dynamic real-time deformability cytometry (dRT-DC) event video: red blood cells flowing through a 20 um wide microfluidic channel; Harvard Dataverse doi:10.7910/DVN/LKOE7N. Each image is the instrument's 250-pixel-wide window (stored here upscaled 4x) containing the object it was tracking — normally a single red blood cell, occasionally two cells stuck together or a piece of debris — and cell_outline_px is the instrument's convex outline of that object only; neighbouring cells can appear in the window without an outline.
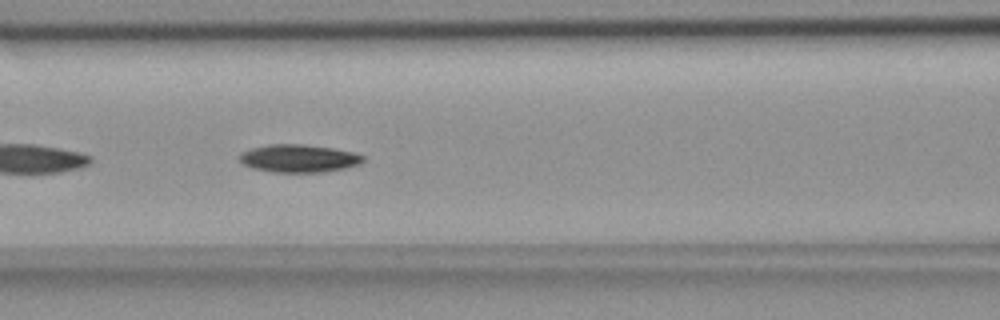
{"species": "common noctule bat (a hibernating species)", "species_latin": "Nyctalus noctula", "temperature_condition": "room temperature", "stored_images_in_passage": 56, "camera_frame_rate_fps": 3000, "um_per_image_px": 0.085, "animal": {"sex": "female", "body_mass_g": 18.4}, "frame": {"image": 1, "passage_image": 24, "time_ms": 7.667, "image_size_px": [1000, 320], "cell_outline_px": [[364, 160], [360, 164], [344, 168], [324, 172], [272, 172], [252, 168], [244, 164], [240, 160], [240, 152], [252, 148], [268, 144], [304, 144], [332, 148], [352, 152], [364, 156]], "centroid_in_image_um": [25.38, 13.46], "position_along_channel_um": 141.2, "area_um2": 20.0}}
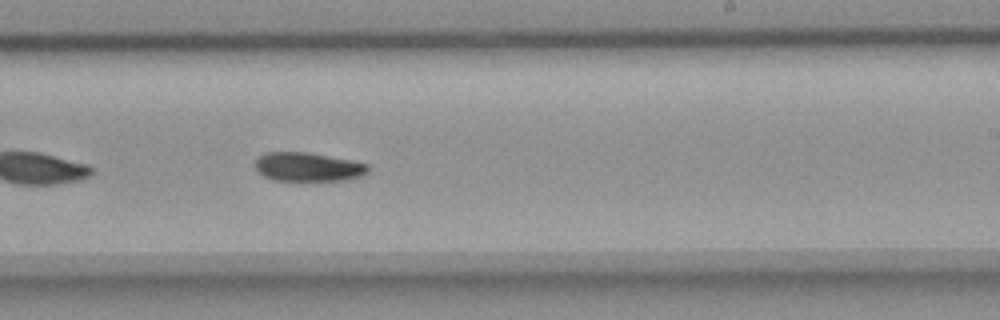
{"frame": {"image": 2, "passage_image": 34, "time_ms": 11.0, "image_size_px": [1000, 320], "cell_outline_px": [[368, 168], [360, 176], [344, 180], [272, 180], [264, 176], [256, 168], [256, 156], [264, 152], [308, 152], [368, 164]], "centroid_in_image_um": [26.1, 14.17], "position_along_channel_um": 262.9, "area_um2": 18.67}}
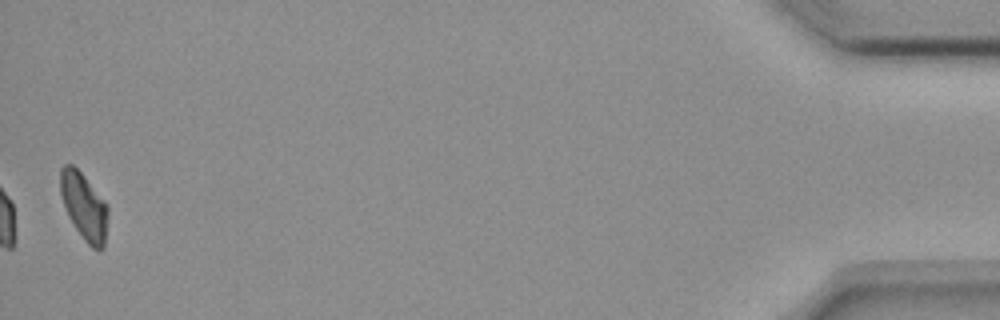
{"frame": {"image": 3, "passage_image": 55, "time_ms": 18.0, "image_size_px": [1000, 320], "cell_outline_px": [[108, 216], [104, 248], [100, 252], [92, 248], [84, 240], [68, 216], [60, 192], [60, 168], [64, 164], [72, 164], [84, 176], [108, 204]], "centroid_in_image_um": [7.16, 17.56], "position_along_channel_um": 428.0, "area_um2": 18.67}, "authors_computed_cell_mechanics": {"area_um2": 19.9699, "velocity_mm_per_s": 3.6697, "shape_relaxation_time_tau1_ms": 3.2639, "shape_relaxation_time_tau2_ms": null, "deformation_change_tau1": 0.1222, "deformation_change_tau2": null}}